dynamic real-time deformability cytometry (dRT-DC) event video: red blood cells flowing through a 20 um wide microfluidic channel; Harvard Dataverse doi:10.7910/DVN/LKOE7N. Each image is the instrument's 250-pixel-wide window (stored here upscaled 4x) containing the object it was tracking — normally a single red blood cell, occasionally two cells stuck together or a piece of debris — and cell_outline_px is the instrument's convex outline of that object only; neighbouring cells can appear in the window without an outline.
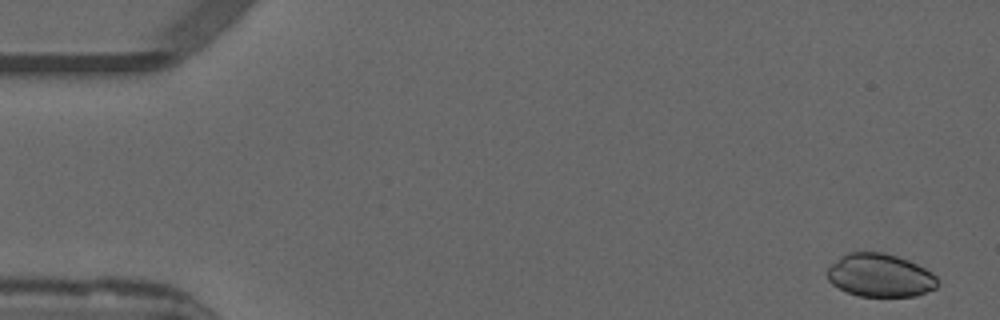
{"species": "common noctule bat (a hibernating species)", "species_latin": "Nyctalus noctula", "temperature_condition": "warm", "stored_images_in_passage": 8, "camera_frame_rate_fps": 3000, "um_per_image_px": 0.085, "animal": {"sex": "male", "forearm_length_mm": 52.5}, "frame": {"image": 1, "passage_image": 1, "time_ms": 0.0, "image_size_px": [1000, 320], "cell_outline_px": [[940, 284], [936, 288], [916, 296], [860, 296], [848, 292], [832, 284], [828, 280], [828, 268], [840, 256], [848, 252], [884, 252], [908, 260], [932, 272], [936, 276]], "centroid_in_image_um": [74.83, 23.4], "position_along_channel_um": 10.2, "area_um2": 27.69}}